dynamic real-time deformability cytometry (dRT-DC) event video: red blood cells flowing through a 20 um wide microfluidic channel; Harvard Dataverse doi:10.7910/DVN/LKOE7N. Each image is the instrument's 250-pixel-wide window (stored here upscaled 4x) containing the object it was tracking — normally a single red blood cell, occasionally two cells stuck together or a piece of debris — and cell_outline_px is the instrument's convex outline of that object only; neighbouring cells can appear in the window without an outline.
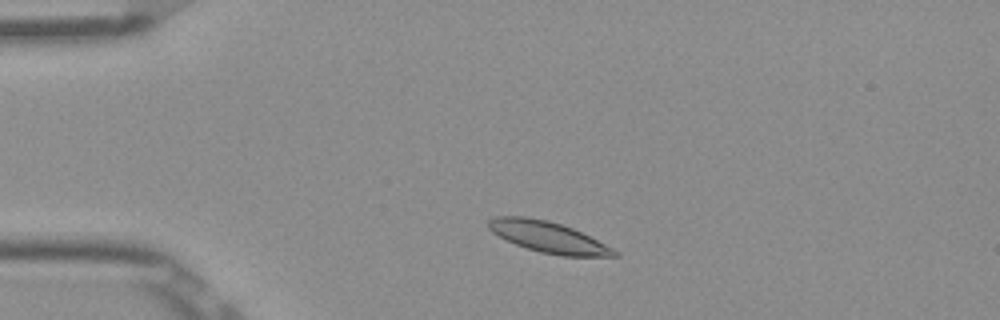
{"species": "Egyptian fruit bat (a non-hibernating species)", "species_latin": "Rousettus aegyptiacus", "temperature_condition": "room temperature", "stored_images_in_passage": 47, "camera_frame_rate_fps": 3000, "um_per_image_px": 0.085, "frame": {"image": 1, "passage_image": 6, "time_ms": 1.667, "image_size_px": [1000, 320], "cell_outline_px": [[620, 256], [564, 256], [540, 252], [516, 244], [492, 232], [488, 228], [488, 220], [492, 216], [528, 216], [548, 220], [572, 228], [620, 252]], "centroid_in_image_um": [46.57, 20.13], "position_along_channel_um": 38.4, "area_um2": 22.48}}
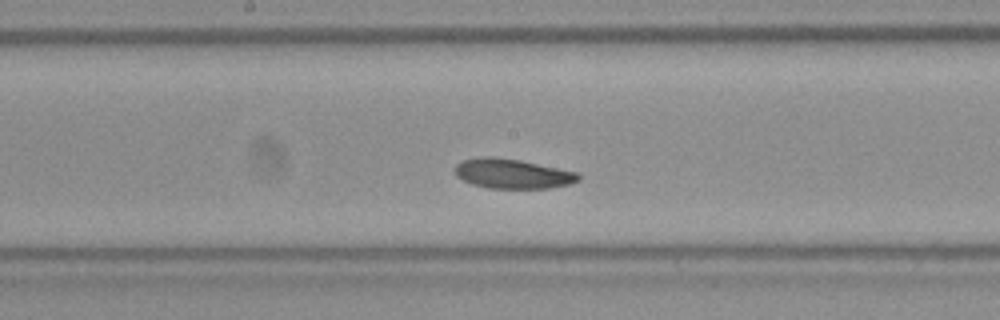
{"frame": {"image": 2, "passage_image": 22, "time_ms": 7.0, "image_size_px": [1000, 320], "cell_outline_px": [[580, 180], [568, 184], [548, 188], [488, 188], [472, 184], [456, 176], [456, 164], [460, 160], [480, 156], [496, 156], [520, 160], [576, 172], [580, 176]], "centroid_in_image_um": [43.51, 14.75], "position_along_channel_um": 204.7, "area_um2": 21.33}}
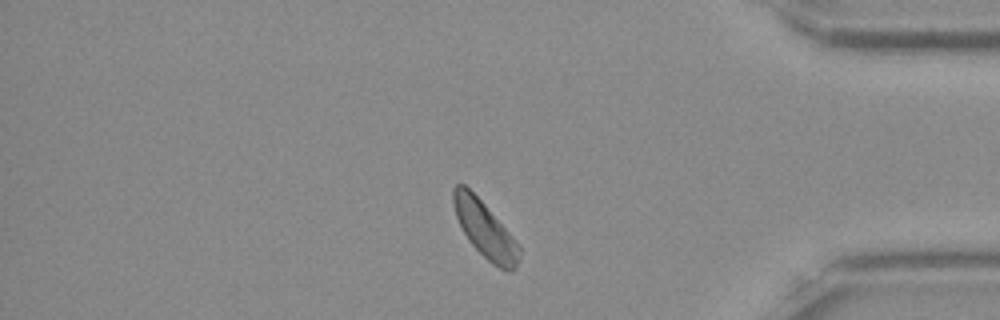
{"frame": {"image": 3, "passage_image": 39, "time_ms": 12.667, "image_size_px": [1000, 320], "cell_outline_px": [[520, 260], [516, 268], [512, 272], [508, 272], [492, 264], [468, 240], [456, 216], [452, 200], [452, 188], [456, 184], [464, 184], [484, 204], [520, 244]], "centroid_in_image_um": [41.25, 19.54], "position_along_channel_um": 394.0, "area_um2": 21.44}, "authors_computed_cell_mechanics": {"area_um2": 21.7906, "velocity_mm_per_s": 3.815, "shape_relaxation_time_tau1_ms": 1.5973, "shape_relaxation_time_tau2_ms": null, "deformation_change_tau1": 0.0587, "deformation_change_tau2": null}}